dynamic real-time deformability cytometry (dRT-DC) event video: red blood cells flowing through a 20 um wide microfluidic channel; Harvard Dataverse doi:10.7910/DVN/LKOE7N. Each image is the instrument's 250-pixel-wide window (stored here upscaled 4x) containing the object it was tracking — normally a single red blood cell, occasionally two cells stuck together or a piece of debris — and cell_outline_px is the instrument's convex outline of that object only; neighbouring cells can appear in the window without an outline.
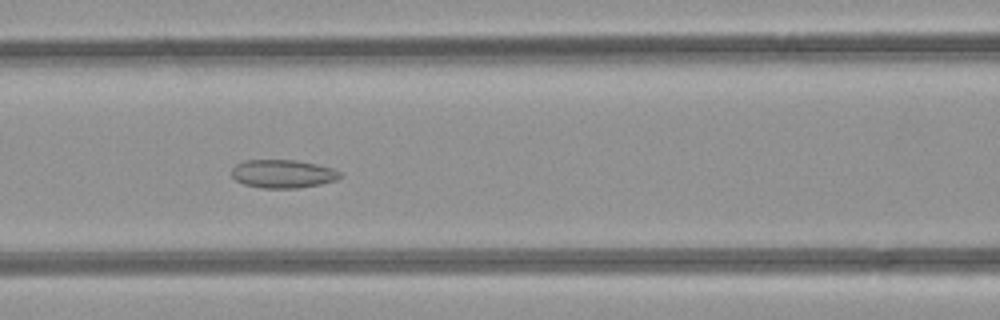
{"species": "common noctule bat (a hibernating species)", "species_latin": "Nyctalus noctula", "temperature_condition": "room temperature", "stored_images_in_passage": 49, "camera_frame_rate_fps": 3000, "um_per_image_px": 0.085, "animal": {"sex": "female", "body_mass_g": 21.9}, "frame": {"image": 1, "passage_image": 21, "time_ms": 6.667, "image_size_px": [1000, 320], "cell_outline_px": [[344, 176], [336, 180], [320, 184], [296, 188], [264, 188], [244, 184], [236, 180], [232, 176], [232, 168], [236, 164], [244, 160], [296, 160], [316, 164], [332, 168], [340, 172]], "centroid_in_image_um": [24.05, 14.77], "position_along_channel_um": 142.5, "area_um2": 17.86}}
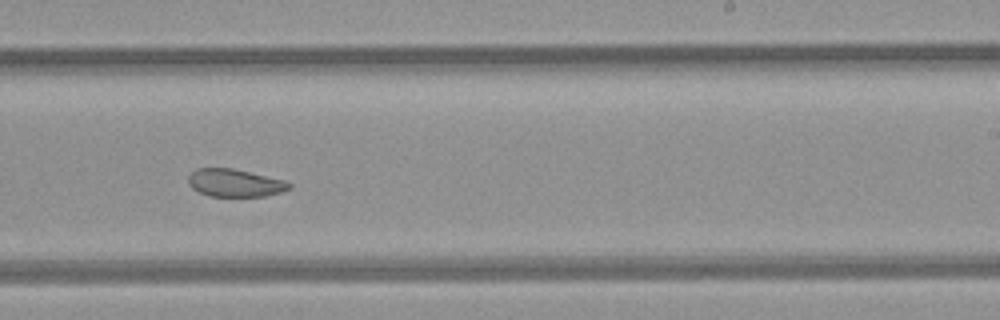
{"frame": {"image": 2, "passage_image": 30, "time_ms": 9.667, "image_size_px": [1000, 320], "cell_outline_px": [[292, 188], [280, 192], [264, 196], [208, 196], [192, 188], [188, 184], [188, 176], [196, 168], [232, 168], [284, 180], [292, 184]], "centroid_in_image_um": [19.95, 15.55], "position_along_channel_um": 269.0, "area_um2": 16.24}}
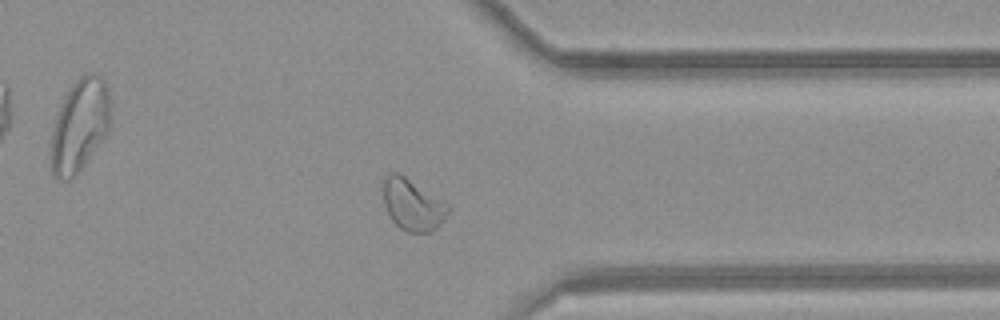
{"frame": {"image": 3, "passage_image": 38, "time_ms": 12.333, "image_size_px": [1000, 320], "cell_outline_px": [[452, 208], [444, 220], [432, 232], [408, 232], [400, 228], [388, 216], [384, 204], [384, 180], [388, 172], [400, 172], [448, 204]], "centroid_in_image_um": [35.08, 17.39], "position_along_channel_um": 376.3, "area_um2": 19.65}, "authors_computed_cell_mechanics": {"area_um2": 21.2126, "velocity_mm_per_s": 4.2326, "shape_relaxation_time_tau1_ms": null, "shape_relaxation_time_tau2_ms": 2.7806, "deformation_change_tau1": null, "deformation_change_tau2": 0.0845}}